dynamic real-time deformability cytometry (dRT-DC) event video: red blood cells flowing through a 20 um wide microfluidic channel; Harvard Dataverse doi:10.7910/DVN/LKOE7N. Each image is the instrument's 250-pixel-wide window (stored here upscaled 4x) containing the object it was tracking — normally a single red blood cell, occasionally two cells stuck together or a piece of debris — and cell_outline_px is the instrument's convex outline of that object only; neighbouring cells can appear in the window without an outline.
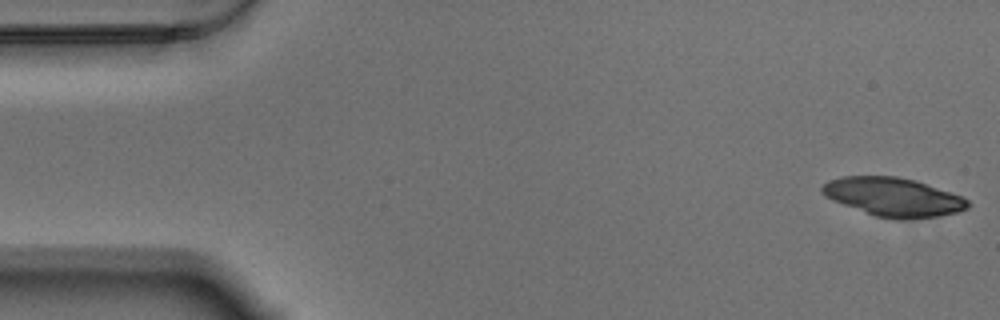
{"species": "Egyptian fruit bat (a non-hibernating species)", "species_latin": "Rousettus aegyptiacus", "temperature_condition": "warm", "stored_images_in_passage": 26, "camera_frame_rate_fps": 3000, "um_per_image_px": 0.085, "animal": {"sex": "male"}, "frame": {"image": 1, "passage_image": 1, "time_ms": 0.0, "image_size_px": [1000, 320], "cell_outline_px": [[972, 204], [968, 208], [956, 212], [936, 216], [896, 220], [876, 216], [832, 200], [824, 196], [820, 192], [820, 188], [828, 180], [840, 176], [896, 176], [916, 180], [964, 196]], "centroid_in_image_um": [75.94, 16.73], "position_along_channel_um": 9.1, "area_um2": 33.0}}